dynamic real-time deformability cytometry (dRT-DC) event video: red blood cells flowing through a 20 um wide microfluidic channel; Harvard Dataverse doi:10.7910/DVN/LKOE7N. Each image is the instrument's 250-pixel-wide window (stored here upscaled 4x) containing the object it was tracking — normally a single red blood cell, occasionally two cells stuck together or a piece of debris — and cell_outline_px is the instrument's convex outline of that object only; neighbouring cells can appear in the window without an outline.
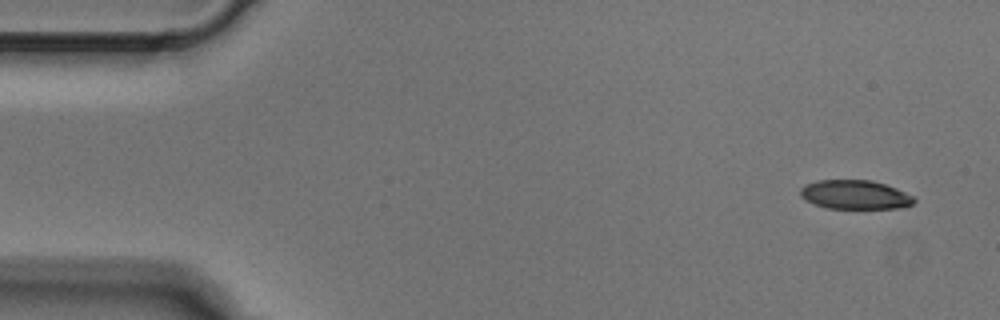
{"species": "Egyptian fruit bat (a non-hibernating species)", "species_latin": "Rousettus aegyptiacus", "temperature_condition": "cold", "stored_images_in_passage": 4, "camera_frame_rate_fps": 3000, "um_per_image_px": 0.085, "animal": {"sex": "male"}, "frame": {"image": 1, "passage_image": 1, "time_ms": 0.0, "image_size_px": [1000, 320], "cell_outline_px": [[916, 200], [912, 204], [900, 208], [828, 208], [816, 204], [800, 196], [800, 188], [804, 184], [816, 180], [872, 180], [896, 188], [912, 196]], "centroid_in_image_um": [72.66, 16.53], "position_along_channel_um": 12.3, "area_um2": 19.07}}
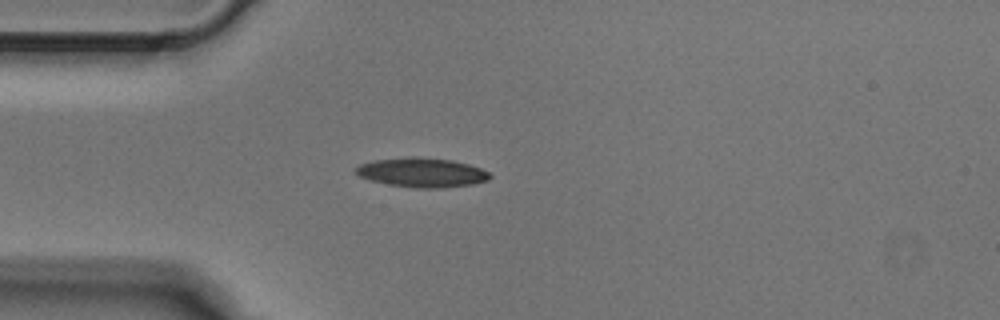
{"frame": {"image": 2, "passage_image": 4, "time_ms": 1.0, "image_size_px": [1000, 320], "cell_outline_px": [[492, 176], [488, 180], [472, 184], [440, 188], [416, 188], [388, 184], [372, 180], [360, 176], [356, 172], [356, 168], [360, 164], [376, 160], [412, 156], [416, 156], [452, 160], [468, 164], [480, 168], [488, 172]], "centroid_in_image_um": [35.89, 14.66], "position_along_channel_um": 49.1, "area_um2": 22.72}}